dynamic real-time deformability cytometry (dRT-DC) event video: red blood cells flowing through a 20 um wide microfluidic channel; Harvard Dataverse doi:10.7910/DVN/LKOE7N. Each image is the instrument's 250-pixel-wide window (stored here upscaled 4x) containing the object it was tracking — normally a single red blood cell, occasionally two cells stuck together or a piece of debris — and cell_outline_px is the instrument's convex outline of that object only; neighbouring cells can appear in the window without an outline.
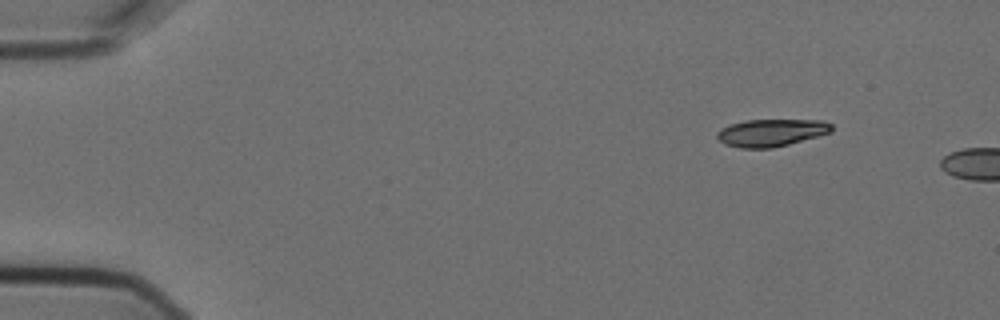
{"species": "Egyptian fruit bat (a non-hibernating species)", "species_latin": "Rousettus aegyptiacus", "temperature_condition": "cold", "stored_images_in_passage": 2, "camera_frame_rate_fps": 3000, "um_per_image_px": 0.085, "animal": {"sex": "female"}, "frame": {"image": 1, "passage_image": 1, "time_ms": 0.0, "image_size_px": [1000, 320], "cell_outline_px": [[832, 132], [788, 144], [772, 148], [740, 148], [724, 144], [716, 136], [716, 132], [720, 128], [744, 120], [820, 120], [832, 124]], "centroid_in_image_um": [65.53, 11.28], "position_along_channel_um": 19.5, "area_um2": 18.21}}